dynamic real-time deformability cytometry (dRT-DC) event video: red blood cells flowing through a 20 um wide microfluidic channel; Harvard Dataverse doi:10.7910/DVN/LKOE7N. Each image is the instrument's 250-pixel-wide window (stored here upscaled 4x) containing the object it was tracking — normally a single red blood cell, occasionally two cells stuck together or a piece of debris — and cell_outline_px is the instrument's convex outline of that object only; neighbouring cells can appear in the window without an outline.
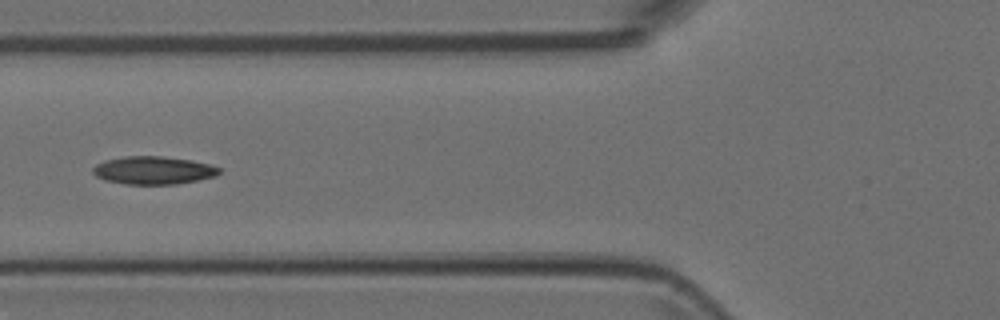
{"species": "Egyptian fruit bat (a non-hibernating species)", "species_latin": "Rousettus aegyptiacus", "temperature_condition": "room temperature", "stored_images_in_passage": 5, "camera_frame_rate_fps": 3000, "um_per_image_px": 0.085, "animal": {"sex": "female"}, "frame": {"image": 1, "passage_image": 5, "time_ms": 1.333, "image_size_px": [1000, 320], "cell_outline_px": [[220, 172], [216, 176], [176, 184], [124, 184], [104, 180], [96, 176], [92, 172], [92, 168], [96, 164], [104, 160], [124, 156], [160, 156], [192, 160], [208, 164], [220, 168]], "centroid_in_image_um": [13.0, 14.47], "position_along_channel_um": 112.8, "area_um2": 20.58}}